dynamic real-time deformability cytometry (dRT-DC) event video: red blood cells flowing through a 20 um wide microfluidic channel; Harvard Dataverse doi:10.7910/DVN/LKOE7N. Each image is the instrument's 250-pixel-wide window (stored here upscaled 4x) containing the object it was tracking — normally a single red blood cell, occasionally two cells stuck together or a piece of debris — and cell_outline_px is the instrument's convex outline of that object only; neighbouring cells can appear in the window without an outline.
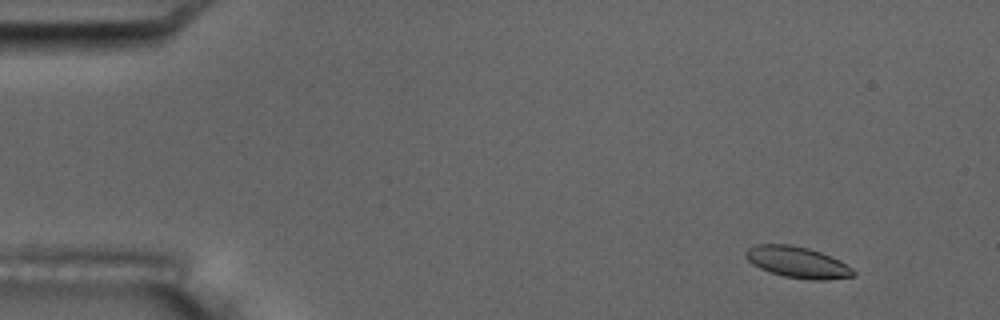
{"species": "common noctule bat (a hibernating species)", "species_latin": "Nyctalus noctula", "temperature_condition": "room temperature", "stored_images_in_passage": 6, "camera_frame_rate_fps": 3000, "um_per_image_px": 0.085, "animal": {"sex": "male", "body_mass_g": 17.5, "forearm_length_mm": 52.3}, "frame": {"image": 1, "passage_image": 2, "time_ms": 1.0, "image_size_px": [1000, 320], "cell_outline_px": [[856, 272], [852, 276], [824, 280], [812, 280], [784, 276], [760, 268], [752, 264], [744, 256], [744, 252], [748, 248], [756, 244], [792, 244], [808, 248], [820, 252], [840, 260], [852, 268]], "centroid_in_image_um": [67.76, 22.27], "position_along_channel_um": 17.2, "area_um2": 19.54}}
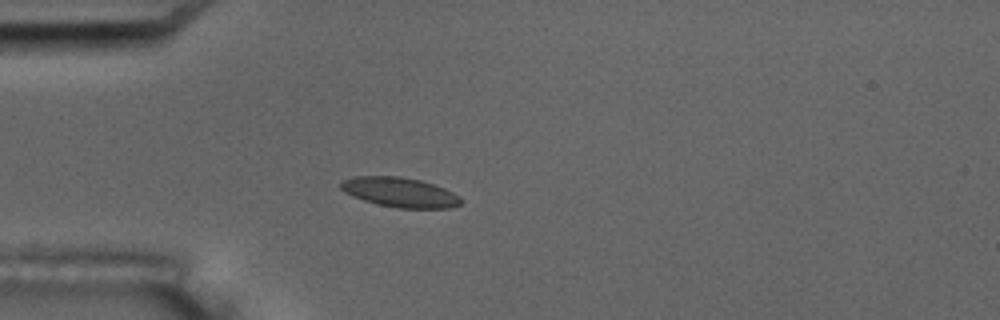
{"frame": {"image": 2, "passage_image": 5, "time_ms": 4.667, "image_size_px": [1000, 320], "cell_outline_px": [[464, 200], [460, 204], [452, 208], [396, 208], [376, 204], [352, 196], [344, 192], [340, 188], [340, 180], [356, 176], [400, 176], [420, 180], [444, 188], [460, 196]], "centroid_in_image_um": [33.98, 16.35], "position_along_channel_um": 51.0, "area_um2": 20.98}}